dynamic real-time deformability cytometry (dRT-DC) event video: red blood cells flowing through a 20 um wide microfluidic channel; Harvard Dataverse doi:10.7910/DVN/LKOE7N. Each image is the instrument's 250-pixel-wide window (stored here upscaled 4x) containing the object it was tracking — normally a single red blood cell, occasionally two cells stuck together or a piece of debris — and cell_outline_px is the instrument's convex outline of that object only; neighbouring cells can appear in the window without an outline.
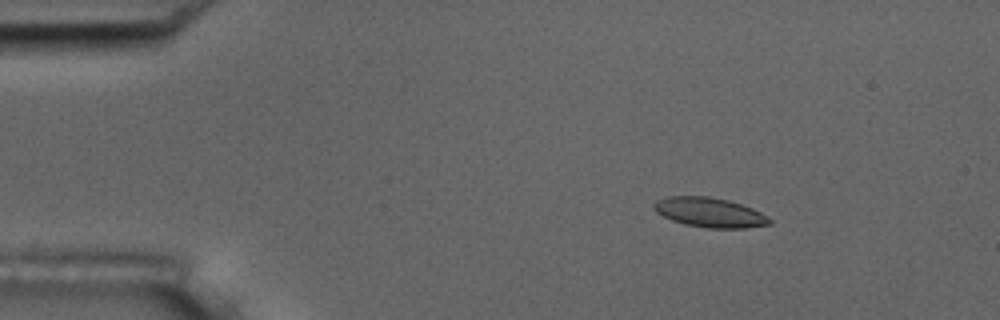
{"species": "common noctule bat (a hibernating species)", "species_latin": "Nyctalus noctula", "temperature_condition": "room temperature", "stored_images_in_passage": 5, "camera_frame_rate_fps": 3000, "um_per_image_px": 0.085, "animal": {"sex": "male", "body_mass_g": 17.5, "forearm_length_mm": 52.3}, "frame": {"image": 1, "passage_image": 2, "time_ms": 1.333, "image_size_px": [1000, 320], "cell_outline_px": [[772, 224], [744, 228], [708, 228], [684, 224], [672, 220], [656, 212], [652, 208], [652, 204], [656, 200], [668, 196], [708, 196], [728, 200], [752, 208], [768, 216], [772, 220]], "centroid_in_image_um": [60.31, 18.05], "position_along_channel_um": 24.7, "area_um2": 20.06}}
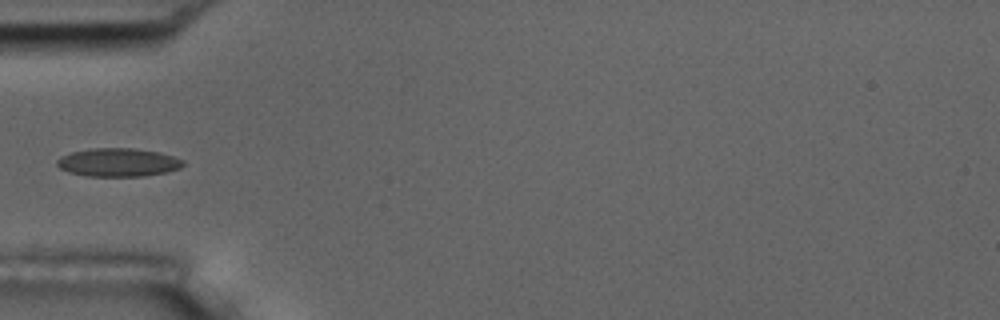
{"frame": {"image": 2, "passage_image": 5, "time_ms": 4.667, "image_size_px": [1000, 320], "cell_outline_px": [[184, 164], [180, 168], [168, 172], [144, 176], [88, 176], [68, 172], [60, 168], [56, 164], [56, 160], [60, 156], [72, 152], [92, 148], [136, 148], [160, 152], [184, 160]], "centroid_in_image_um": [10.05, 13.8], "position_along_channel_um": 75.0, "area_um2": 20.98}}